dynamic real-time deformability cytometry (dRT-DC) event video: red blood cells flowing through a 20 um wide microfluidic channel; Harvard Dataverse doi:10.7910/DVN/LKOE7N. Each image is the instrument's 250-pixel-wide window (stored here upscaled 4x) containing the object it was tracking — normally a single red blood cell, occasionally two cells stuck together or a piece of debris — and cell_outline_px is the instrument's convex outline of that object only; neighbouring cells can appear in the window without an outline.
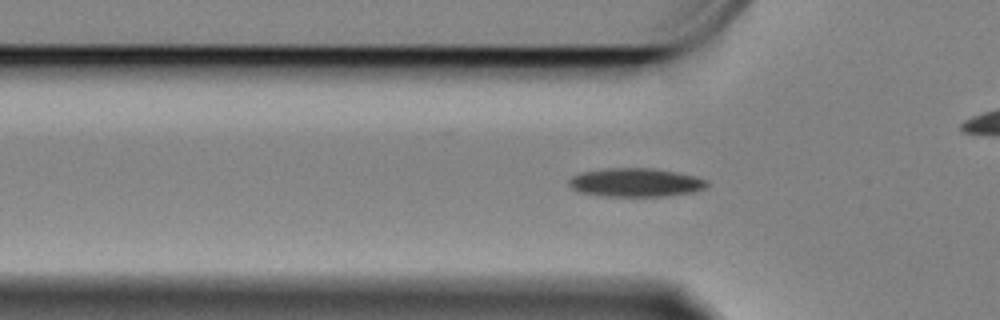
{"species": "Egyptian fruit bat (a non-hibernating species)", "species_latin": "Rousettus aegyptiacus", "temperature_condition": "cold", "stored_images_in_passage": 59, "camera_frame_rate_fps": 3000, "um_per_image_px": 0.085, "animal": {"sex": "female"}, "frame": {"image": 1, "passage_image": 17, "time_ms": 5.333, "image_size_px": [1000, 320], "cell_outline_px": [[708, 184], [704, 188], [692, 192], [668, 196], [604, 196], [580, 192], [572, 188], [568, 184], [568, 180], [572, 176], [584, 172], [604, 168], [652, 168], [676, 172], [696, 176], [708, 180]], "centroid_in_image_um": [54.04, 15.51], "position_along_channel_um": 71.8, "area_um2": 23.0}}
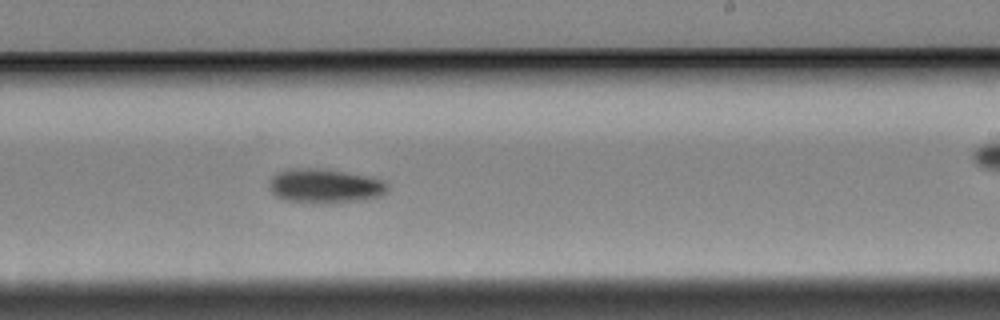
{"frame": {"image": 2, "passage_image": 34, "time_ms": 11.0, "image_size_px": [1000, 320], "cell_outline_px": [[388, 188], [380, 196], [360, 200], [324, 204], [320, 204], [280, 200], [268, 188], [268, 180], [276, 172], [288, 168], [324, 168], [384, 180], [388, 184]], "centroid_in_image_um": [27.52, 15.81], "position_along_channel_um": 261.5, "area_um2": 24.04}}
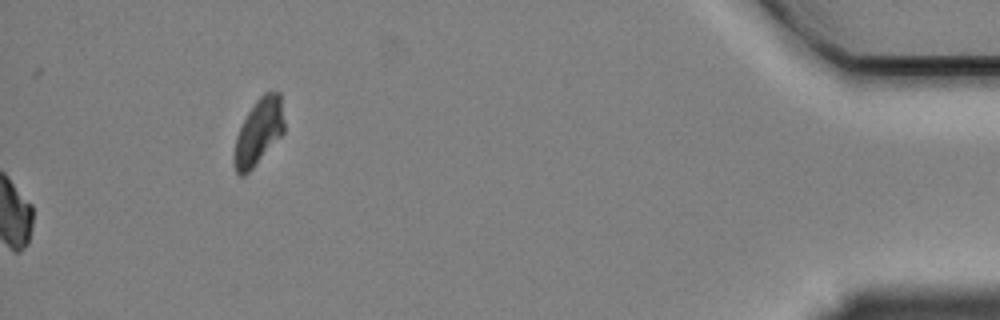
{"frame": {"image": 3, "passage_image": 59, "time_ms": 19.333, "image_size_px": [1000, 320], "cell_outline_px": [[284, 132], [252, 168], [244, 176], [240, 176], [236, 172], [232, 164], [232, 156], [236, 136], [248, 112], [256, 100], [264, 92], [280, 92], [284, 120]], "centroid_in_image_um": [21.96, 11.22], "position_along_channel_um": 413.2, "area_um2": 19.25}, "authors_computed_cell_mechanics": {"area_um2": 21.5016, "velocity_mm_per_s": 3.3322, "shape_relaxation_time_tau1_ms": 5.4101, "shape_relaxation_time_tau2_ms": null, "deformation_change_tau1": 0.1254, "deformation_change_tau2": null}}